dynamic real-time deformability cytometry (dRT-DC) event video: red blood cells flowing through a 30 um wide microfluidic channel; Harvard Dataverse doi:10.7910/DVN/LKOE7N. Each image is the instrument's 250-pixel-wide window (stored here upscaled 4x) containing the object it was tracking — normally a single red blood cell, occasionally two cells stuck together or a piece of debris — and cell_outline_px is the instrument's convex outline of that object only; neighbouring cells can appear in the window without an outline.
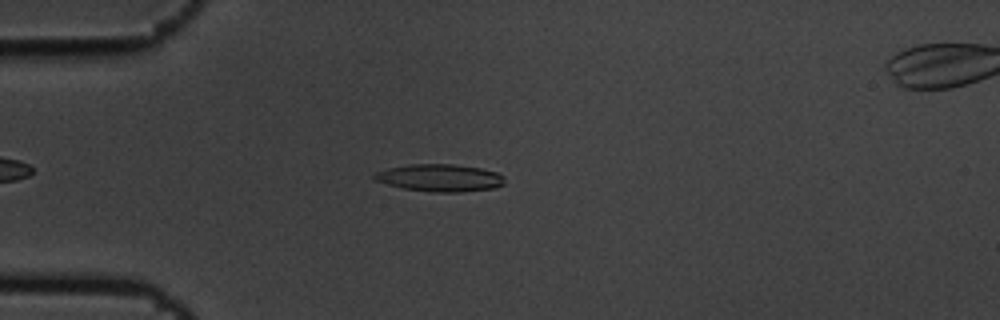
{"species": "common noctule bat (a hibernating species)", "species_latin": "Nyctalus noctula", "temperature_condition": "cold", "stored_images_in_passage": 5, "camera_frame_rate_fps": 3000, "um_per_image_px": 0.085, "animal": {"sex": "male", "body_mass_g": 19.5, "forearm_length_mm": 54.6}, "frame": {"image": 1, "passage_image": 5, "time_ms": 1.333, "image_size_px": [1000, 320], "cell_outline_px": [[504, 184], [496, 188], [460, 192], [432, 192], [404, 188], [388, 184], [376, 180], [372, 176], [376, 172], [388, 168], [412, 164], [452, 164], [480, 168], [496, 172], [504, 176]], "centroid_in_image_um": [37.42, 15.12], "position_along_channel_um": 47.6, "area_um2": 20.63}}